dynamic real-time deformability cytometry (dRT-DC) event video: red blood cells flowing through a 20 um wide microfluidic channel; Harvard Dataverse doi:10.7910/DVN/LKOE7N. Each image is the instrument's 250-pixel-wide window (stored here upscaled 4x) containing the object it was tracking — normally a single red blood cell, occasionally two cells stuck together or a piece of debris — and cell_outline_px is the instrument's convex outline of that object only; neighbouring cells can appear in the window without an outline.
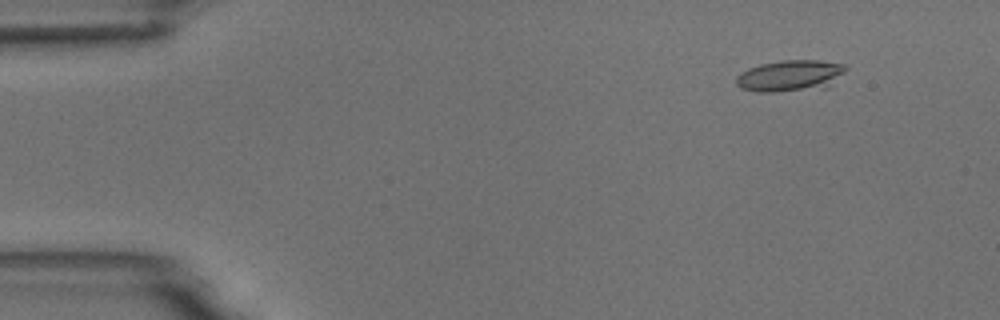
{"species": "common noctule bat (a hibernating species)", "species_latin": "Nyctalus noctula", "temperature_condition": "room temperature", "stored_images_in_passage": 5, "camera_frame_rate_fps": 3000, "um_per_image_px": 0.085, "animal": {"sex": "male", "body_mass_g": 18.8}, "frame": {"image": 1, "passage_image": 2, "time_ms": 1.333, "image_size_px": [1000, 320], "cell_outline_px": [[848, 68], [828, 88], [776, 92], [756, 92], [740, 88], [736, 84], [736, 76], [740, 72], [748, 68], [760, 64], [780, 60], [820, 60], [844, 64]], "centroid_in_image_um": [67.16, 6.44], "position_along_channel_um": 17.8, "area_um2": 20.4}}